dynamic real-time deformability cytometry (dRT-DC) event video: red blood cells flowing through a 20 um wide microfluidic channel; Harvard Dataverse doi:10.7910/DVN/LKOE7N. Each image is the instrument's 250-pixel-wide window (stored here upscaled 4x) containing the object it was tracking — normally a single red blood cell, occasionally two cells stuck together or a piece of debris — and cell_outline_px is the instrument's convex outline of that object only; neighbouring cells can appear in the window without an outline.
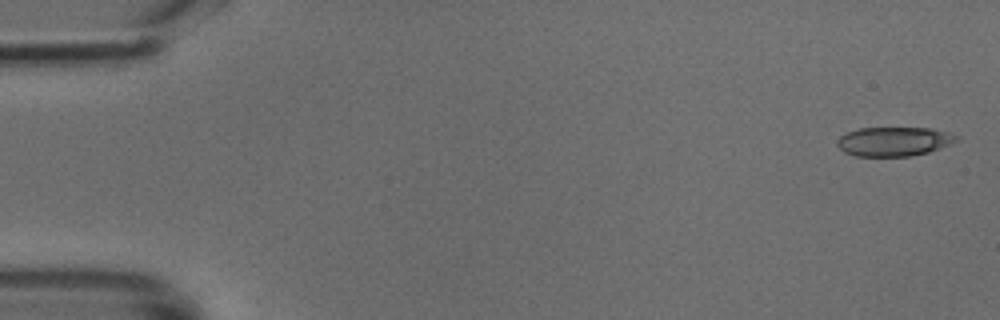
{"species": "common noctule bat (a hibernating species)", "species_latin": "Nyctalus noctula", "temperature_condition": "cold", "stored_images_in_passage": 48, "camera_frame_rate_fps": 3000, "um_per_image_px": 0.085, "animal": {"sex": "male", "body_mass_g": 18.8}, "frame": {"image": 1, "passage_image": 1, "time_ms": 0.0, "image_size_px": [1000, 320], "cell_outline_px": [[960, 136], [956, 140], [940, 148], [928, 152], [908, 156], [856, 156], [844, 152], [836, 144], [836, 140], [840, 136], [848, 132], [860, 128], [932, 128]], "centroid_in_image_um": [75.95, 12.02], "position_along_channel_um": 9.1, "area_um2": 20.11}}
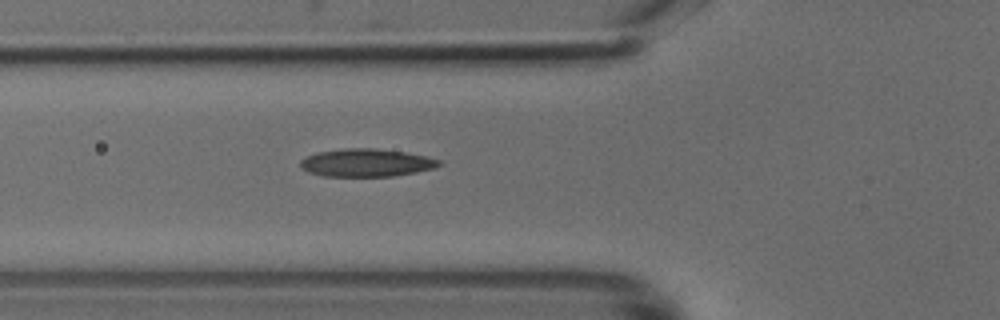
{"frame": {"image": 2, "passage_image": 17, "time_ms": 5.333, "image_size_px": [1000, 320], "cell_outline_px": [[444, 164], [436, 168], [416, 172], [392, 176], [324, 176], [308, 172], [300, 168], [300, 160], [308, 156], [320, 152], [348, 148], [376, 148], [404, 152], [424, 156], [440, 160]], "centroid_in_image_um": [31.16, 13.84], "position_along_channel_um": 94.6, "area_um2": 22.43}}
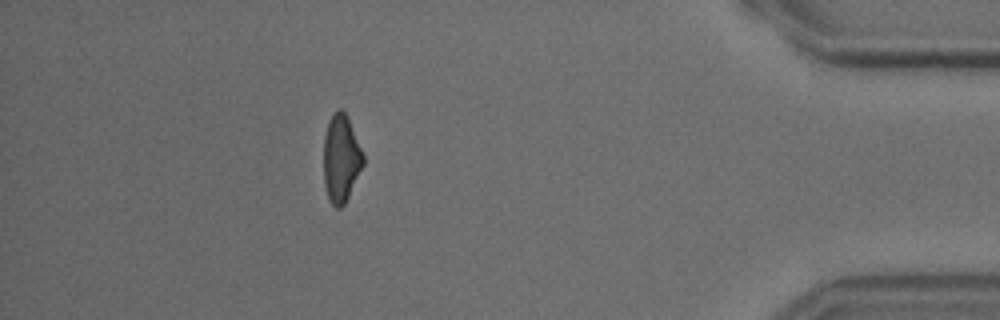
{"frame": {"image": 3, "passage_image": 43, "time_ms": 14.0, "image_size_px": [1000, 320], "cell_outline_px": [[364, 164], [344, 204], [340, 208], [336, 208], [328, 200], [324, 184], [324, 136], [332, 112], [336, 108], [340, 108], [344, 112], [348, 120], [364, 156]], "centroid_in_image_um": [28.97, 13.49], "position_along_channel_um": 406.2, "area_um2": 19.94}}